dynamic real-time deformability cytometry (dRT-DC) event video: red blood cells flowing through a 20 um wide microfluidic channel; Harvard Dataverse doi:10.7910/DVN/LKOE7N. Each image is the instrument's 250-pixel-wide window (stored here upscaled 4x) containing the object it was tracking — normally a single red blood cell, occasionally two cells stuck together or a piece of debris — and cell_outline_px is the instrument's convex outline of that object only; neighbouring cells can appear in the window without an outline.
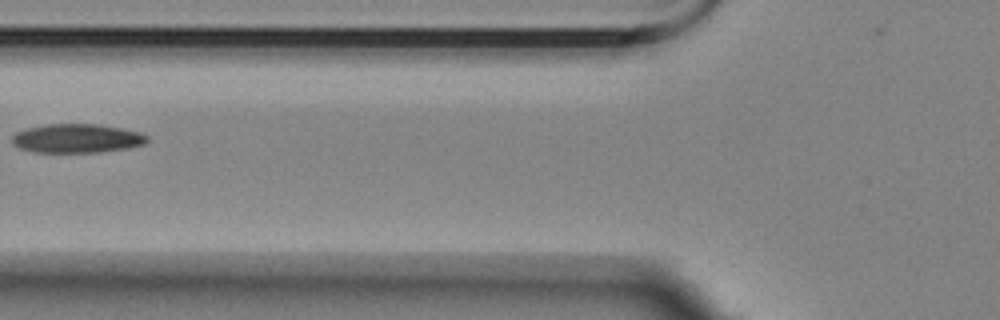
{"species": "Egyptian fruit bat (a non-hibernating species)", "species_latin": "Rousettus aegyptiacus", "temperature_condition": "room temperature", "stored_images_in_passage": 4, "camera_frame_rate_fps": 3000, "um_per_image_px": 0.085, "animal": {"sex": "female"}, "frame": {"image": 1, "passage_image": 4, "time_ms": 3.333, "image_size_px": [1000, 320], "cell_outline_px": [[148, 140], [144, 144], [124, 148], [96, 152], [36, 152], [20, 148], [12, 144], [12, 136], [16, 132], [28, 128], [44, 124], [100, 124], [140, 132], [148, 136]], "centroid_in_image_um": [6.51, 11.75], "position_along_channel_um": 119.3, "area_um2": 22.6}}